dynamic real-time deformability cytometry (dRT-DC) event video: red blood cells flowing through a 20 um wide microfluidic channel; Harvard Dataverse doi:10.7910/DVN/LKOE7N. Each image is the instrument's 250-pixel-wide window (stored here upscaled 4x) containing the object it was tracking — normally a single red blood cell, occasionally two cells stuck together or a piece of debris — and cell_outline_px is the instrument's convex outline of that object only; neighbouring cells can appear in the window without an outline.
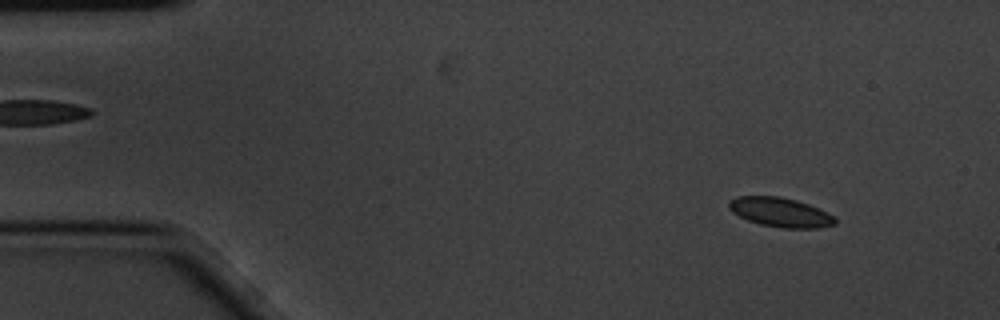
{"species": "common noctule bat (a hibernating species)", "species_latin": "Nyctalus noctula", "temperature_condition": "cold", "stored_images_in_passage": 6, "segment_of_instrument_passage": [1, 2], "camera_frame_rate_fps": 3000, "um_per_image_px": 0.085, "animal": {"sex": "male", "body_mass_g": 20.1, "forearm_length_mm": 53.5}, "frame": {"image": 1, "passage_image": 2, "time_ms": 0.333, "image_size_px": [1000, 320], "cell_outline_px": [[836, 224], [816, 228], [780, 228], [760, 224], [748, 220], [732, 212], [728, 208], [728, 200], [736, 196], [780, 196], [796, 200], [808, 204], [836, 216]], "centroid_in_image_um": [66.31, 18.04], "position_along_channel_um": 18.7, "area_um2": 18.26}}
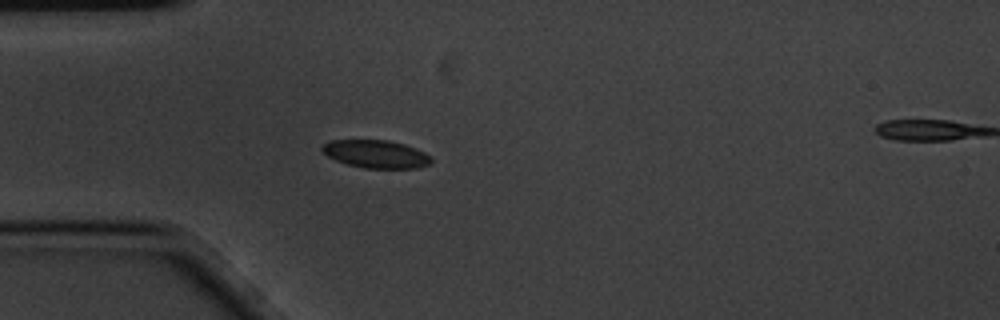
{"frame": {"image": 2, "passage_image": 5, "time_ms": 1.333, "image_size_px": [1000, 320], "cell_outline_px": [[432, 160], [428, 164], [416, 168], [364, 168], [348, 164], [336, 160], [328, 156], [320, 148], [324, 144], [332, 140], [388, 140], [404, 144], [416, 148], [424, 152]], "centroid_in_image_um": [31.95, 13.09], "position_along_channel_um": 53.1, "area_um2": 17.51}}